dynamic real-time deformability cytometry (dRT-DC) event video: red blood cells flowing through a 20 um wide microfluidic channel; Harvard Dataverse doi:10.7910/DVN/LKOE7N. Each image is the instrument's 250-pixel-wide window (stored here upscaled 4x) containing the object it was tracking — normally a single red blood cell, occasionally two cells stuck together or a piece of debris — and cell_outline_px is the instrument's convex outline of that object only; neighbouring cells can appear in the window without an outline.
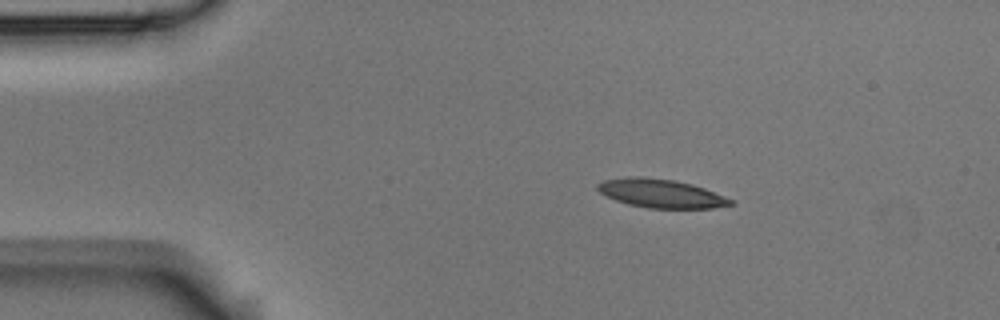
{"species": "Egyptian fruit bat (a non-hibernating species)", "species_latin": "Rousettus aegyptiacus", "temperature_condition": "room temperature", "stored_images_in_passage": 3, "camera_frame_rate_fps": 3000, "um_per_image_px": 0.085, "animal": {"sex": "male"}, "frame": {"image": 1, "passage_image": 1, "time_ms": 0.0, "image_size_px": [1000, 320], "cell_outline_px": [[736, 204], [712, 208], [648, 208], [628, 204], [616, 200], [600, 192], [596, 188], [596, 184], [604, 180], [628, 176], [644, 176], [676, 180], [692, 184], [704, 188], [736, 200]], "centroid_in_image_um": [56.22, 16.43], "position_along_channel_um": 28.8, "area_um2": 22.43}}